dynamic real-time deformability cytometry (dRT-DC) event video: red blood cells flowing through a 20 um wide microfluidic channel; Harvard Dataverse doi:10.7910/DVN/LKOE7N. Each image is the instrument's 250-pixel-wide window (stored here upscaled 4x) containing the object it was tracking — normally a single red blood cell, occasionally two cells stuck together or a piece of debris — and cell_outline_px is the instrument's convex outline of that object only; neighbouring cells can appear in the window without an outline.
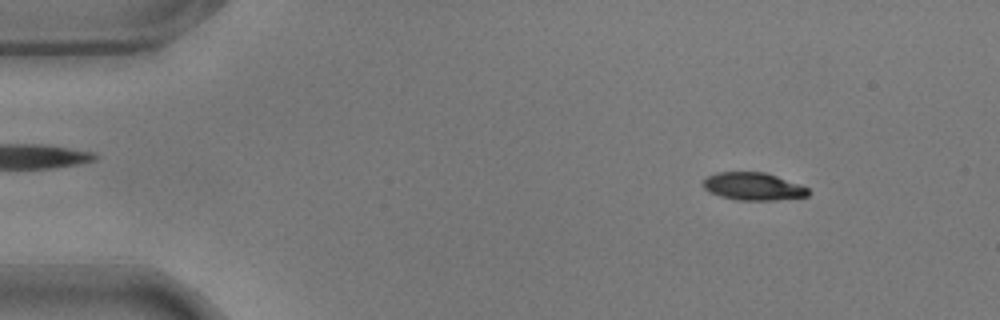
{"species": "common noctule bat (a hibernating species)", "species_latin": "Nyctalus noctula", "temperature_condition": "warm", "stored_images_in_passage": 53, "camera_frame_rate_fps": 3000, "um_per_image_px": 0.085, "animal": {"sex": "male", "body_mass_g": 17.9}, "frame": {"image": 1, "passage_image": 3, "time_ms": 0.667, "image_size_px": [1000, 320], "cell_outline_px": [[808, 196], [776, 200], [736, 200], [720, 196], [708, 192], [704, 188], [704, 180], [708, 176], [716, 172], [764, 172], [776, 176], [808, 188]], "centroid_in_image_um": [63.98, 15.85], "position_along_channel_um": 21.0, "area_um2": 16.76}}
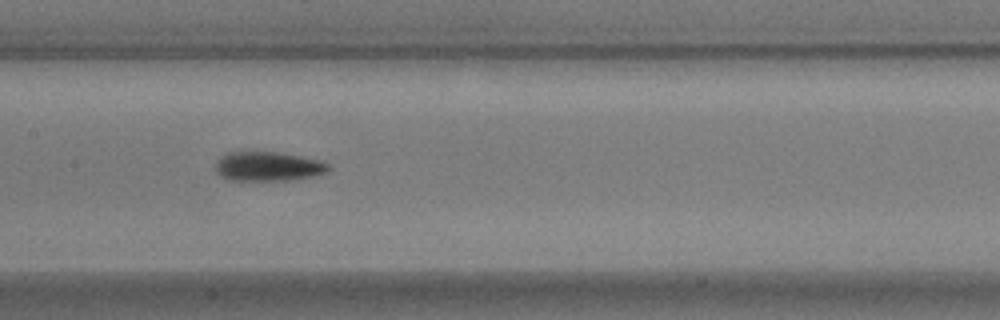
{"frame": {"image": 2, "passage_image": 24, "time_ms": 7.667, "image_size_px": [1000, 320], "cell_outline_px": [[332, 168], [328, 172], [312, 176], [292, 180], [232, 180], [220, 176], [216, 172], [216, 160], [220, 156], [228, 152], [276, 152], [324, 160]], "centroid_in_image_um": [22.82, 14.14], "position_along_channel_um": 184.6, "area_um2": 19.48}}
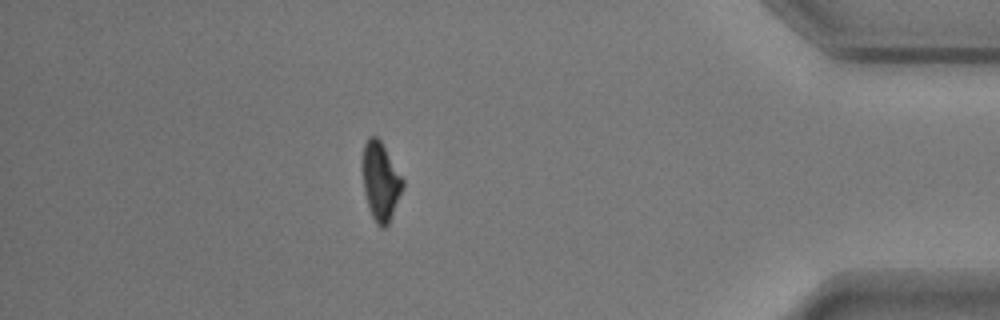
{"frame": {"image": 3, "passage_image": 46, "time_ms": 15.0, "image_size_px": [1000, 320], "cell_outline_px": [[404, 188], [388, 224], [384, 228], [380, 228], [376, 224], [368, 208], [364, 192], [364, 144], [368, 136], [376, 136], [380, 140], [404, 180]], "centroid_in_image_um": [32.37, 15.46], "position_along_channel_um": 402.8, "area_um2": 18.09}, "authors_computed_cell_mechanics": {"area_um2": 18.9006, "velocity_mm_per_s": 3.5486, "shape_relaxation_time_tau1_ms": 3.6543, "shape_relaxation_time_tau2_ms": 6.2527, "deformation_change_tau1": 0.1648, "deformation_change_tau2": 0.1174}}